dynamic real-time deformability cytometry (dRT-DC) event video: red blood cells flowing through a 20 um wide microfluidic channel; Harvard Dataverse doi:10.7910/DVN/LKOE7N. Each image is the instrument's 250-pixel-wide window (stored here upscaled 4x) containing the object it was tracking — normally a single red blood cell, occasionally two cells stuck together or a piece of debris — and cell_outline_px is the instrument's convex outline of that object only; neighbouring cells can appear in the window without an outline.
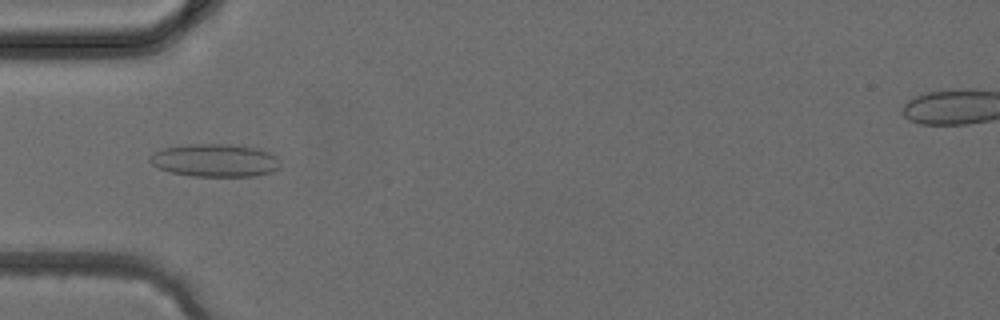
{"species": "common noctule bat (a hibernating species)", "species_latin": "Nyctalus noctula", "temperature_condition": "cold", "stored_images_in_passage": 36, "camera_frame_rate_fps": 3000, "um_per_image_px": 0.085, "animal": {"sex": "female", "body_mass_g": 24.6, "forearm_length_mm": 56.2}, "frame": {"image": 1, "passage_image": 10, "time_ms": 3.0, "image_size_px": [1000, 320], "cell_outline_px": [[280, 168], [272, 172], [256, 176], [192, 176], [168, 172], [152, 164], [148, 160], [148, 156], [164, 148], [192, 144], [228, 144], [256, 148], [268, 152], [276, 156], [280, 160]], "centroid_in_image_um": [18.29, 13.64], "position_along_channel_um": 66.7, "area_um2": 25.03}}
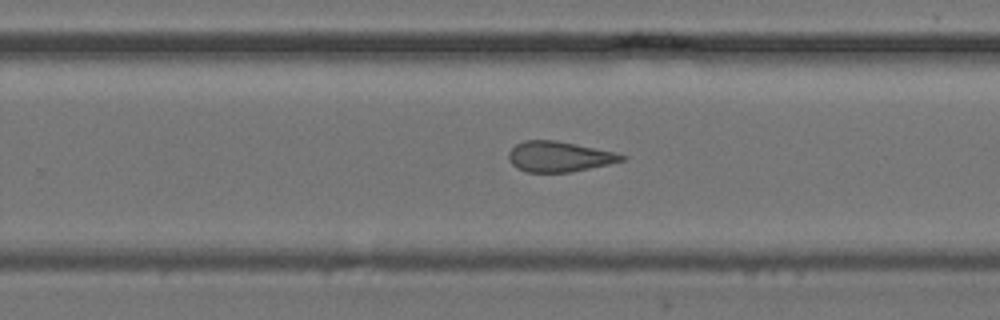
{"frame": {"image": 2, "passage_image": 22, "time_ms": 7.0, "image_size_px": [1000, 320], "cell_outline_px": [[628, 156], [624, 160], [608, 164], [572, 172], [528, 172], [516, 168], [508, 160], [508, 152], [516, 144], [524, 140], [556, 140], [616, 152]], "centroid_in_image_um": [47.51, 13.31], "position_along_channel_um": 282.3, "area_um2": 20.11}}
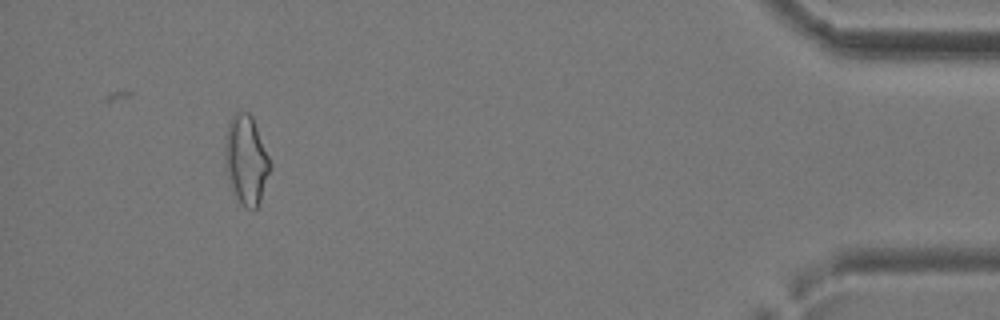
{"frame": {"image": 3, "passage_image": 33, "time_ms": 10.667, "image_size_px": [1000, 320], "cell_outline_px": [[272, 168], [260, 200], [256, 208], [248, 208], [240, 204], [236, 196], [224, 160], [224, 144], [228, 124], [232, 116], [236, 112], [248, 112], [252, 116], [272, 164]], "centroid_in_image_um": [20.94, 13.56], "position_along_channel_um": 414.3, "area_um2": 23.12}}